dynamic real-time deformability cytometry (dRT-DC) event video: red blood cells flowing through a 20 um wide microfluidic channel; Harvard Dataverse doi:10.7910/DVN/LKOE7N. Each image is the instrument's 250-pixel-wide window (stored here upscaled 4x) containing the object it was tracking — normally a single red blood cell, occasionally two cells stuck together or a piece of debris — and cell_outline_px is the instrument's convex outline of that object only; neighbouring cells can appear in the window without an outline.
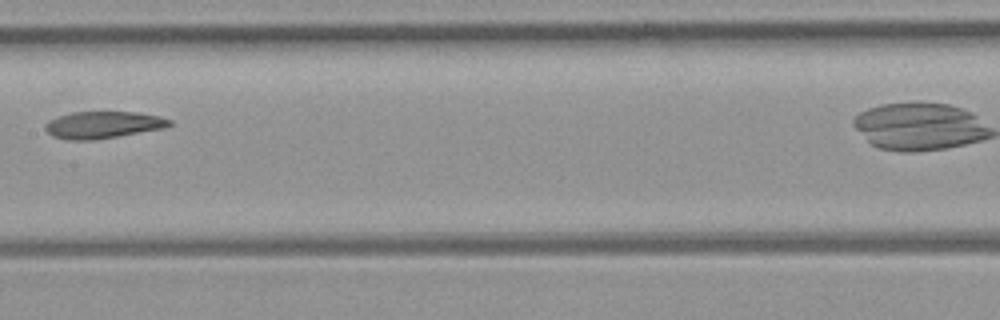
{"species": "common noctule bat (a hibernating species)", "species_latin": "Nyctalus noctula", "temperature_condition": "room temperature", "stored_images_in_passage": 7, "segment_of_instrument_passage": [1, 2], "camera_frame_rate_fps": 3000, "um_per_image_px": 0.085, "animal": {"sex": "female", "body_mass_g": 21.9}, "frame": {"image": 1, "passage_image": 6, "time_ms": 5.667, "image_size_px": [1000, 320], "cell_outline_px": [[172, 124], [164, 128], [92, 140], [68, 140], [52, 136], [44, 128], [44, 124], [48, 120], [56, 116], [72, 112], [136, 112], [160, 116], [172, 120]], "centroid_in_image_um": [8.72, 10.6], "position_along_channel_um": 198.7, "area_um2": 19.54}}